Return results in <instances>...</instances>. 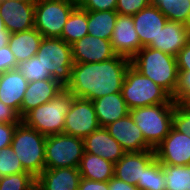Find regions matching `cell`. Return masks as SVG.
<instances>
[{
  "mask_svg": "<svg viewBox=\"0 0 190 190\" xmlns=\"http://www.w3.org/2000/svg\"><path fill=\"white\" fill-rule=\"evenodd\" d=\"M29 82L17 68L0 74V101L20 116V107Z\"/></svg>",
  "mask_w": 190,
  "mask_h": 190,
  "instance_id": "44dd1931",
  "label": "cell"
},
{
  "mask_svg": "<svg viewBox=\"0 0 190 190\" xmlns=\"http://www.w3.org/2000/svg\"><path fill=\"white\" fill-rule=\"evenodd\" d=\"M78 190H109V185L108 181H92L81 177Z\"/></svg>",
  "mask_w": 190,
  "mask_h": 190,
  "instance_id": "60d3db41",
  "label": "cell"
},
{
  "mask_svg": "<svg viewBox=\"0 0 190 190\" xmlns=\"http://www.w3.org/2000/svg\"><path fill=\"white\" fill-rule=\"evenodd\" d=\"M73 2H75L76 4H79L82 0H71Z\"/></svg>",
  "mask_w": 190,
  "mask_h": 190,
  "instance_id": "f6af8a7d",
  "label": "cell"
},
{
  "mask_svg": "<svg viewBox=\"0 0 190 190\" xmlns=\"http://www.w3.org/2000/svg\"><path fill=\"white\" fill-rule=\"evenodd\" d=\"M80 179L79 168H45L36 178L35 190H78Z\"/></svg>",
  "mask_w": 190,
  "mask_h": 190,
  "instance_id": "d6986e66",
  "label": "cell"
},
{
  "mask_svg": "<svg viewBox=\"0 0 190 190\" xmlns=\"http://www.w3.org/2000/svg\"><path fill=\"white\" fill-rule=\"evenodd\" d=\"M154 150L156 159L161 164L174 166L190 164V137L173 127Z\"/></svg>",
  "mask_w": 190,
  "mask_h": 190,
  "instance_id": "7c38bea8",
  "label": "cell"
},
{
  "mask_svg": "<svg viewBox=\"0 0 190 190\" xmlns=\"http://www.w3.org/2000/svg\"><path fill=\"white\" fill-rule=\"evenodd\" d=\"M175 103H160L130 109L136 125L141 129L146 142L155 149L169 134Z\"/></svg>",
  "mask_w": 190,
  "mask_h": 190,
  "instance_id": "8992f818",
  "label": "cell"
},
{
  "mask_svg": "<svg viewBox=\"0 0 190 190\" xmlns=\"http://www.w3.org/2000/svg\"><path fill=\"white\" fill-rule=\"evenodd\" d=\"M36 178L30 173L11 174L0 178V190H35Z\"/></svg>",
  "mask_w": 190,
  "mask_h": 190,
  "instance_id": "1f68e13d",
  "label": "cell"
},
{
  "mask_svg": "<svg viewBox=\"0 0 190 190\" xmlns=\"http://www.w3.org/2000/svg\"><path fill=\"white\" fill-rule=\"evenodd\" d=\"M0 31H7L1 15H0Z\"/></svg>",
  "mask_w": 190,
  "mask_h": 190,
  "instance_id": "ee69618b",
  "label": "cell"
},
{
  "mask_svg": "<svg viewBox=\"0 0 190 190\" xmlns=\"http://www.w3.org/2000/svg\"><path fill=\"white\" fill-rule=\"evenodd\" d=\"M100 127L119 120L130 113L122 92L112 93L92 101Z\"/></svg>",
  "mask_w": 190,
  "mask_h": 190,
  "instance_id": "603a6c76",
  "label": "cell"
},
{
  "mask_svg": "<svg viewBox=\"0 0 190 190\" xmlns=\"http://www.w3.org/2000/svg\"><path fill=\"white\" fill-rule=\"evenodd\" d=\"M72 102L73 95L64 89L52 100L27 112L21 121L46 137L61 134Z\"/></svg>",
  "mask_w": 190,
  "mask_h": 190,
  "instance_id": "3957f363",
  "label": "cell"
},
{
  "mask_svg": "<svg viewBox=\"0 0 190 190\" xmlns=\"http://www.w3.org/2000/svg\"><path fill=\"white\" fill-rule=\"evenodd\" d=\"M18 69L22 72L23 76L29 83L33 81L52 79V75L47 69H44L36 55L27 61L21 62L18 65Z\"/></svg>",
  "mask_w": 190,
  "mask_h": 190,
  "instance_id": "d6a6232c",
  "label": "cell"
},
{
  "mask_svg": "<svg viewBox=\"0 0 190 190\" xmlns=\"http://www.w3.org/2000/svg\"><path fill=\"white\" fill-rule=\"evenodd\" d=\"M36 56L52 79L66 87L74 64L71 45L61 38L43 37Z\"/></svg>",
  "mask_w": 190,
  "mask_h": 190,
  "instance_id": "52a82bcc",
  "label": "cell"
},
{
  "mask_svg": "<svg viewBox=\"0 0 190 190\" xmlns=\"http://www.w3.org/2000/svg\"><path fill=\"white\" fill-rule=\"evenodd\" d=\"M155 158V150L125 153L114 165V177L137 186L142 183L143 170Z\"/></svg>",
  "mask_w": 190,
  "mask_h": 190,
  "instance_id": "2e32d148",
  "label": "cell"
},
{
  "mask_svg": "<svg viewBox=\"0 0 190 190\" xmlns=\"http://www.w3.org/2000/svg\"><path fill=\"white\" fill-rule=\"evenodd\" d=\"M64 89V86L53 79L30 82L20 107V117L22 118L30 110L52 100Z\"/></svg>",
  "mask_w": 190,
  "mask_h": 190,
  "instance_id": "7402d4cb",
  "label": "cell"
},
{
  "mask_svg": "<svg viewBox=\"0 0 190 190\" xmlns=\"http://www.w3.org/2000/svg\"><path fill=\"white\" fill-rule=\"evenodd\" d=\"M35 0H1L0 15L11 33L34 28Z\"/></svg>",
  "mask_w": 190,
  "mask_h": 190,
  "instance_id": "8fae6325",
  "label": "cell"
},
{
  "mask_svg": "<svg viewBox=\"0 0 190 190\" xmlns=\"http://www.w3.org/2000/svg\"><path fill=\"white\" fill-rule=\"evenodd\" d=\"M18 124L0 122V150L11 145L13 134Z\"/></svg>",
  "mask_w": 190,
  "mask_h": 190,
  "instance_id": "f35d334b",
  "label": "cell"
},
{
  "mask_svg": "<svg viewBox=\"0 0 190 190\" xmlns=\"http://www.w3.org/2000/svg\"><path fill=\"white\" fill-rule=\"evenodd\" d=\"M0 122L20 123L21 117L13 108L0 101Z\"/></svg>",
  "mask_w": 190,
  "mask_h": 190,
  "instance_id": "ab89813d",
  "label": "cell"
},
{
  "mask_svg": "<svg viewBox=\"0 0 190 190\" xmlns=\"http://www.w3.org/2000/svg\"><path fill=\"white\" fill-rule=\"evenodd\" d=\"M166 180V190H190V164L167 165L162 164Z\"/></svg>",
  "mask_w": 190,
  "mask_h": 190,
  "instance_id": "f546056e",
  "label": "cell"
},
{
  "mask_svg": "<svg viewBox=\"0 0 190 190\" xmlns=\"http://www.w3.org/2000/svg\"><path fill=\"white\" fill-rule=\"evenodd\" d=\"M87 28V11L77 6L64 25L61 39L71 45L88 34Z\"/></svg>",
  "mask_w": 190,
  "mask_h": 190,
  "instance_id": "83f0119b",
  "label": "cell"
},
{
  "mask_svg": "<svg viewBox=\"0 0 190 190\" xmlns=\"http://www.w3.org/2000/svg\"><path fill=\"white\" fill-rule=\"evenodd\" d=\"M121 92L129 109L175 103L163 88L143 76L132 65L127 68Z\"/></svg>",
  "mask_w": 190,
  "mask_h": 190,
  "instance_id": "5b68a950",
  "label": "cell"
},
{
  "mask_svg": "<svg viewBox=\"0 0 190 190\" xmlns=\"http://www.w3.org/2000/svg\"><path fill=\"white\" fill-rule=\"evenodd\" d=\"M84 154L83 138L65 133L46 137L45 168H79Z\"/></svg>",
  "mask_w": 190,
  "mask_h": 190,
  "instance_id": "9c48e42d",
  "label": "cell"
},
{
  "mask_svg": "<svg viewBox=\"0 0 190 190\" xmlns=\"http://www.w3.org/2000/svg\"><path fill=\"white\" fill-rule=\"evenodd\" d=\"M105 128L126 153L154 150L146 142L141 129L136 125L130 113Z\"/></svg>",
  "mask_w": 190,
  "mask_h": 190,
  "instance_id": "4fadbf2b",
  "label": "cell"
},
{
  "mask_svg": "<svg viewBox=\"0 0 190 190\" xmlns=\"http://www.w3.org/2000/svg\"><path fill=\"white\" fill-rule=\"evenodd\" d=\"M100 128L91 100L73 96V102L64 121L63 133L85 138Z\"/></svg>",
  "mask_w": 190,
  "mask_h": 190,
  "instance_id": "30bf717a",
  "label": "cell"
},
{
  "mask_svg": "<svg viewBox=\"0 0 190 190\" xmlns=\"http://www.w3.org/2000/svg\"><path fill=\"white\" fill-rule=\"evenodd\" d=\"M132 18L142 48L148 47L153 40H156L160 29L168 21L166 16L152 3L134 14Z\"/></svg>",
  "mask_w": 190,
  "mask_h": 190,
  "instance_id": "e0dca14e",
  "label": "cell"
},
{
  "mask_svg": "<svg viewBox=\"0 0 190 190\" xmlns=\"http://www.w3.org/2000/svg\"><path fill=\"white\" fill-rule=\"evenodd\" d=\"M130 65V59L119 55L102 62L74 63L65 89L74 97L91 101L121 92Z\"/></svg>",
  "mask_w": 190,
  "mask_h": 190,
  "instance_id": "6da1fadb",
  "label": "cell"
},
{
  "mask_svg": "<svg viewBox=\"0 0 190 190\" xmlns=\"http://www.w3.org/2000/svg\"><path fill=\"white\" fill-rule=\"evenodd\" d=\"M18 63L9 46L0 48V74L17 69Z\"/></svg>",
  "mask_w": 190,
  "mask_h": 190,
  "instance_id": "74e56055",
  "label": "cell"
},
{
  "mask_svg": "<svg viewBox=\"0 0 190 190\" xmlns=\"http://www.w3.org/2000/svg\"><path fill=\"white\" fill-rule=\"evenodd\" d=\"M45 142L46 136L22 121L16 126L10 146L24 170L35 178L45 169Z\"/></svg>",
  "mask_w": 190,
  "mask_h": 190,
  "instance_id": "277c9868",
  "label": "cell"
},
{
  "mask_svg": "<svg viewBox=\"0 0 190 190\" xmlns=\"http://www.w3.org/2000/svg\"><path fill=\"white\" fill-rule=\"evenodd\" d=\"M139 190H166L164 168L155 158L144 170L142 183H137Z\"/></svg>",
  "mask_w": 190,
  "mask_h": 190,
  "instance_id": "4dcf8cb0",
  "label": "cell"
},
{
  "mask_svg": "<svg viewBox=\"0 0 190 190\" xmlns=\"http://www.w3.org/2000/svg\"><path fill=\"white\" fill-rule=\"evenodd\" d=\"M168 21L186 24L190 27V0H151Z\"/></svg>",
  "mask_w": 190,
  "mask_h": 190,
  "instance_id": "f1b7e54d",
  "label": "cell"
},
{
  "mask_svg": "<svg viewBox=\"0 0 190 190\" xmlns=\"http://www.w3.org/2000/svg\"><path fill=\"white\" fill-rule=\"evenodd\" d=\"M109 190H139L137 186L128 184L116 177H112L108 181Z\"/></svg>",
  "mask_w": 190,
  "mask_h": 190,
  "instance_id": "b9f144b4",
  "label": "cell"
},
{
  "mask_svg": "<svg viewBox=\"0 0 190 190\" xmlns=\"http://www.w3.org/2000/svg\"><path fill=\"white\" fill-rule=\"evenodd\" d=\"M77 6L71 0H35L34 28L43 37L61 38L64 25Z\"/></svg>",
  "mask_w": 190,
  "mask_h": 190,
  "instance_id": "ba28073f",
  "label": "cell"
},
{
  "mask_svg": "<svg viewBox=\"0 0 190 190\" xmlns=\"http://www.w3.org/2000/svg\"><path fill=\"white\" fill-rule=\"evenodd\" d=\"M118 13L116 11H87L88 34L110 40Z\"/></svg>",
  "mask_w": 190,
  "mask_h": 190,
  "instance_id": "4316f807",
  "label": "cell"
},
{
  "mask_svg": "<svg viewBox=\"0 0 190 190\" xmlns=\"http://www.w3.org/2000/svg\"><path fill=\"white\" fill-rule=\"evenodd\" d=\"M10 32L7 31H0V48L5 47L8 45Z\"/></svg>",
  "mask_w": 190,
  "mask_h": 190,
  "instance_id": "7bdbcfd3",
  "label": "cell"
},
{
  "mask_svg": "<svg viewBox=\"0 0 190 190\" xmlns=\"http://www.w3.org/2000/svg\"><path fill=\"white\" fill-rule=\"evenodd\" d=\"M110 42L116 55L130 60L142 49L132 16L117 15Z\"/></svg>",
  "mask_w": 190,
  "mask_h": 190,
  "instance_id": "5bb4252c",
  "label": "cell"
},
{
  "mask_svg": "<svg viewBox=\"0 0 190 190\" xmlns=\"http://www.w3.org/2000/svg\"><path fill=\"white\" fill-rule=\"evenodd\" d=\"M17 173H28L24 170L19 158L11 146L0 150V178Z\"/></svg>",
  "mask_w": 190,
  "mask_h": 190,
  "instance_id": "836d02e7",
  "label": "cell"
},
{
  "mask_svg": "<svg viewBox=\"0 0 190 190\" xmlns=\"http://www.w3.org/2000/svg\"><path fill=\"white\" fill-rule=\"evenodd\" d=\"M189 41L190 27L188 25L167 21L164 27L160 29L156 40H153L148 47L176 57Z\"/></svg>",
  "mask_w": 190,
  "mask_h": 190,
  "instance_id": "ac0fdd59",
  "label": "cell"
},
{
  "mask_svg": "<svg viewBox=\"0 0 190 190\" xmlns=\"http://www.w3.org/2000/svg\"><path fill=\"white\" fill-rule=\"evenodd\" d=\"M118 0H82L78 6L85 11H116Z\"/></svg>",
  "mask_w": 190,
  "mask_h": 190,
  "instance_id": "8d00e7d4",
  "label": "cell"
},
{
  "mask_svg": "<svg viewBox=\"0 0 190 190\" xmlns=\"http://www.w3.org/2000/svg\"><path fill=\"white\" fill-rule=\"evenodd\" d=\"M84 152L101 156L113 162H118L126 153L122 146L108 133L105 127L93 131L83 138Z\"/></svg>",
  "mask_w": 190,
  "mask_h": 190,
  "instance_id": "ffe728a7",
  "label": "cell"
},
{
  "mask_svg": "<svg viewBox=\"0 0 190 190\" xmlns=\"http://www.w3.org/2000/svg\"><path fill=\"white\" fill-rule=\"evenodd\" d=\"M151 3V0H118L116 12L120 15L133 16Z\"/></svg>",
  "mask_w": 190,
  "mask_h": 190,
  "instance_id": "d590c367",
  "label": "cell"
},
{
  "mask_svg": "<svg viewBox=\"0 0 190 190\" xmlns=\"http://www.w3.org/2000/svg\"><path fill=\"white\" fill-rule=\"evenodd\" d=\"M74 63H96L116 56L110 40L87 34L71 44Z\"/></svg>",
  "mask_w": 190,
  "mask_h": 190,
  "instance_id": "9a60e30c",
  "label": "cell"
},
{
  "mask_svg": "<svg viewBox=\"0 0 190 190\" xmlns=\"http://www.w3.org/2000/svg\"><path fill=\"white\" fill-rule=\"evenodd\" d=\"M176 59L178 84L171 98L175 103H187L190 100V41L179 51Z\"/></svg>",
  "mask_w": 190,
  "mask_h": 190,
  "instance_id": "484cf974",
  "label": "cell"
},
{
  "mask_svg": "<svg viewBox=\"0 0 190 190\" xmlns=\"http://www.w3.org/2000/svg\"><path fill=\"white\" fill-rule=\"evenodd\" d=\"M172 127L190 137V105L187 103H175L172 117Z\"/></svg>",
  "mask_w": 190,
  "mask_h": 190,
  "instance_id": "e575fe53",
  "label": "cell"
},
{
  "mask_svg": "<svg viewBox=\"0 0 190 190\" xmlns=\"http://www.w3.org/2000/svg\"><path fill=\"white\" fill-rule=\"evenodd\" d=\"M114 163L84 152L79 165V172L82 178L92 181H109L114 177Z\"/></svg>",
  "mask_w": 190,
  "mask_h": 190,
  "instance_id": "d4e9b609",
  "label": "cell"
},
{
  "mask_svg": "<svg viewBox=\"0 0 190 190\" xmlns=\"http://www.w3.org/2000/svg\"><path fill=\"white\" fill-rule=\"evenodd\" d=\"M42 34L35 28L10 34L8 46L16 58L18 64L27 61L37 54Z\"/></svg>",
  "mask_w": 190,
  "mask_h": 190,
  "instance_id": "cb8c5ba5",
  "label": "cell"
},
{
  "mask_svg": "<svg viewBox=\"0 0 190 190\" xmlns=\"http://www.w3.org/2000/svg\"><path fill=\"white\" fill-rule=\"evenodd\" d=\"M131 65L148 77L171 97L178 84L179 70L175 56L151 47H143L132 59Z\"/></svg>",
  "mask_w": 190,
  "mask_h": 190,
  "instance_id": "7a4b0ae2",
  "label": "cell"
}]
</instances>
